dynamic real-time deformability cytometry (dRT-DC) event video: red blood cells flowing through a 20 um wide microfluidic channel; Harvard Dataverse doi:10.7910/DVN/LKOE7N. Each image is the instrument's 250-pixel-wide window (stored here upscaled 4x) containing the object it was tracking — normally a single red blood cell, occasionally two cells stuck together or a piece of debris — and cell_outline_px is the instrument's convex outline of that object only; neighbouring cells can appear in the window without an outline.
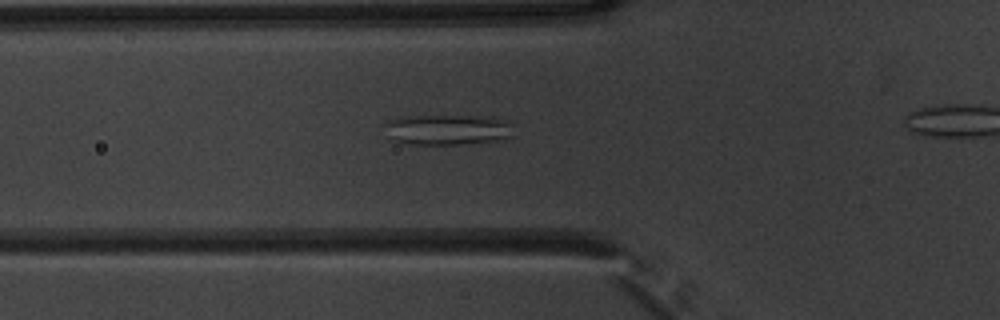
{"species": "common noctule bat (a hibernating species)", "species_latin": "Nyctalus noctula", "temperature_condition": "warm", "stored_images_in_passage": 43, "segment_of_instrument_passage": [1, 2], "camera_frame_rate_fps": 3000, "um_per_image_px": 0.085, "animal": {"sex": "male", "body_mass_g": 20.1, "forearm_length_mm": 53.5}, "frame": {"image": 1, "passage_image": 18, "time_ms": 5.667, "image_size_px": [1000, 320], "cell_outline_px": [[516, 124], [512, 136], [504, 140], [456, 144], [412, 144], [396, 140], [388, 136], [384, 124], [388, 120], [400, 116], [468, 116], [512, 120]], "centroid_in_image_um": [38.12, 11.01], "position_along_channel_um": 87.7, "area_um2": 23.12}}
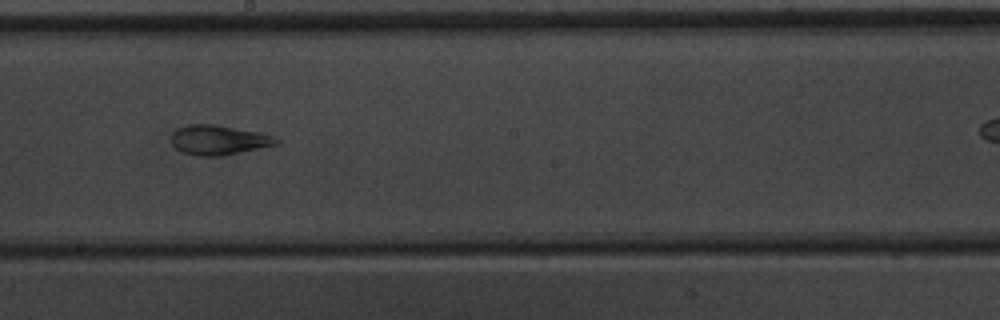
{"frame": {"image": 2, "passage_image": 29, "time_ms": 9.333, "image_size_px": [1000, 320], "cell_outline_px": [[280, 140], [276, 144], [224, 156], [196, 156], [180, 152], [172, 144], [172, 132], [176, 128], [188, 124], [212, 124], [264, 132], [276, 136]], "centroid_in_image_um": [18.59, 11.89], "position_along_channel_um": 229.6, "area_um2": 18.5}}
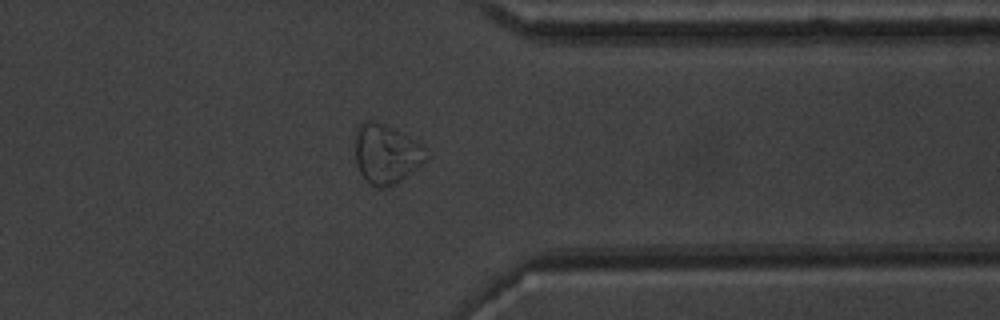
{"frame": {"image": 3, "passage_image": 41, "time_ms": 13.333, "image_size_px": [1000, 320], "cell_outline_px": [[428, 160], [424, 164], [396, 184], [384, 188], [380, 188], [372, 184], [360, 172], [356, 164], [356, 128], [360, 124], [368, 120], [372, 120], [392, 128], [416, 140], [428, 148]], "centroid_in_image_um": [32.89, 13.09], "position_along_channel_um": 378.5, "area_um2": 24.68}}